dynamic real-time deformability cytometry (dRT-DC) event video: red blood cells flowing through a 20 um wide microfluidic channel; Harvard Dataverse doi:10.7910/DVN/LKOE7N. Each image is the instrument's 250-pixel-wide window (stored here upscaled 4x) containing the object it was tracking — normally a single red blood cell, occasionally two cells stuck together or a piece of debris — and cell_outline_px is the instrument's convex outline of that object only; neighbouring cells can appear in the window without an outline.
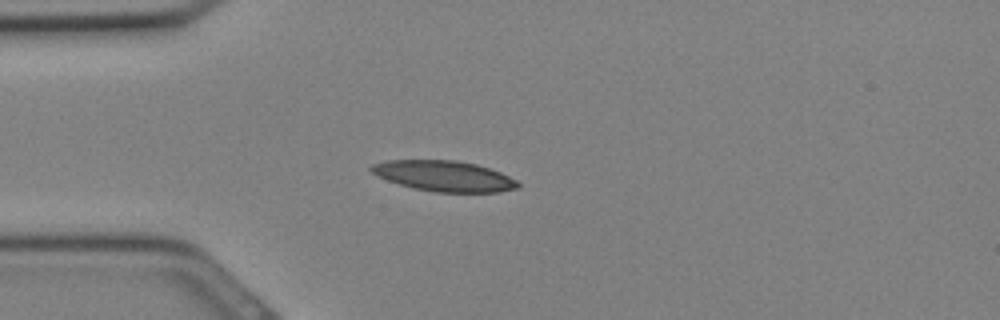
{"species": "Egyptian fruit bat (a non-hibernating species)", "species_latin": "Rousettus aegyptiacus", "temperature_condition": "cold", "stored_images_in_passage": 9, "camera_frame_rate_fps": 3000, "um_per_image_px": 0.085, "animal": {"sex": "female"}, "frame": {"image": 1, "passage_image": 2, "time_ms": 0.333, "image_size_px": [1000, 320], "cell_outline_px": [[520, 188], [500, 192], [436, 192], [412, 188], [376, 176], [368, 168], [372, 164], [388, 160], [456, 160], [476, 164], [500, 172], [516, 180], [520, 184]], "centroid_in_image_um": [37.75, 14.96], "position_along_channel_um": 47.3, "area_um2": 26.18}}
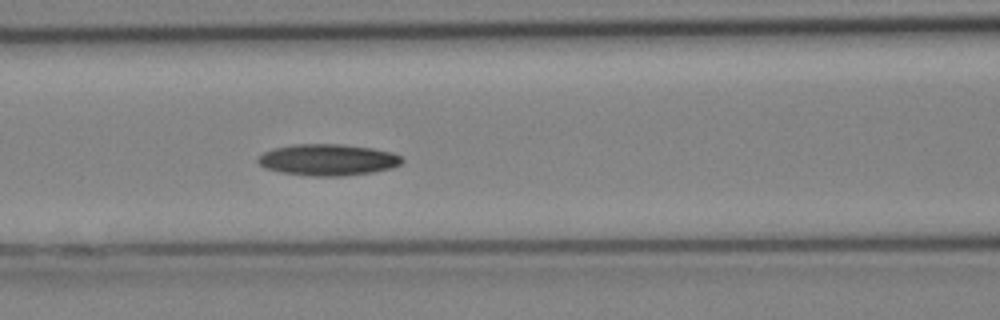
{"frame": {"image": 2, "passage_image": 7, "time_ms": 2.0, "image_size_px": [1000, 320], "cell_outline_px": [[404, 160], [400, 164], [392, 168], [372, 172], [344, 176], [312, 176], [284, 172], [264, 168], [256, 160], [264, 152], [272, 148], [292, 144], [344, 144], [372, 148], [392, 152], [400, 156]], "centroid_in_image_um": [27.87, 13.57], "position_along_channel_um": 138.7, "area_um2": 26.41}}
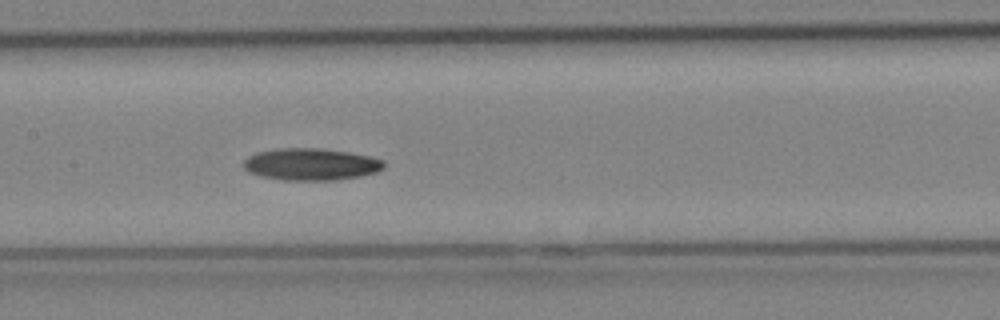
{"frame": {"image": 3, "passage_image": 9, "time_ms": 2.667, "image_size_px": [1000, 320], "cell_outline_px": [[384, 168], [376, 172], [360, 176], [336, 180], [284, 180], [264, 176], [248, 172], [244, 168], [244, 160], [248, 156], [256, 152], [276, 148], [320, 148], [348, 152], [368, 156], [384, 160]], "centroid_in_image_um": [26.42, 13.96], "position_along_channel_um": 181.0, "area_um2": 26.13}}